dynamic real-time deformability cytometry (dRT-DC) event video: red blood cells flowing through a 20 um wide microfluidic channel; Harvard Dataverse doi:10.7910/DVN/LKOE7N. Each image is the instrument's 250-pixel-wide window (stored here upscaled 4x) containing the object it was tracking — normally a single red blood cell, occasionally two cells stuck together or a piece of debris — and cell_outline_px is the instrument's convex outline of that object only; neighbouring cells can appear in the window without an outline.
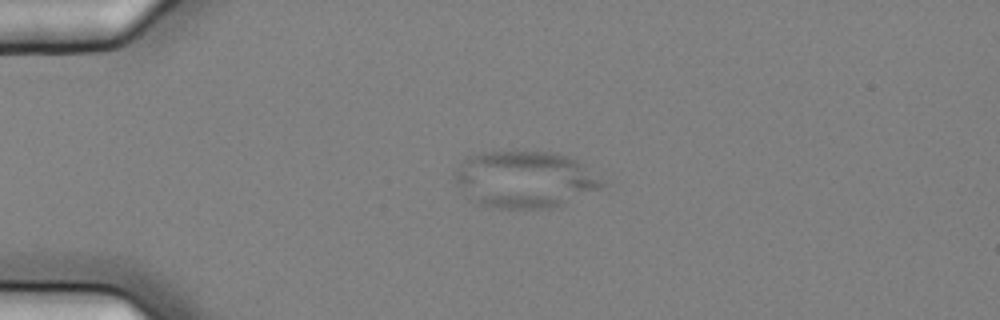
{"species": "common noctule bat (a hibernating species)", "species_latin": "Nyctalus noctula", "temperature_condition": "cold", "stored_images_in_passage": 5, "camera_frame_rate_fps": 3000, "um_per_image_px": 0.085, "animal": {"sex": "female", "body_mass_g": 25.1}, "frame": {"image": 1, "passage_image": 4, "time_ms": 1.0, "image_size_px": [1000, 320], "cell_outline_px": [[604, 188], [552, 208], [484, 208], [456, 184], [452, 176], [460, 164], [468, 156], [480, 152], [552, 152], [568, 156], [576, 160], [604, 180]], "centroid_in_image_um": [44.61, 15.26], "position_along_channel_um": 40.4, "area_um2": 48.61}}